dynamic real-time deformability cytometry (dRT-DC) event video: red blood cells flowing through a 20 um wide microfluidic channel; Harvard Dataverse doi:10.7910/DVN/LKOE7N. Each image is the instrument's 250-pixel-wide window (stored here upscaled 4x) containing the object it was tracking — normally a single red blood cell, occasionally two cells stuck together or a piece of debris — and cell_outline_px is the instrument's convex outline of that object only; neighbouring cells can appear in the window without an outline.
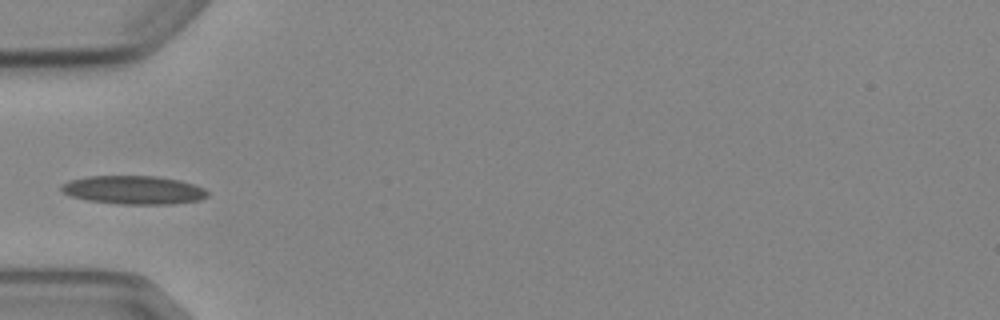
{"species": "Egyptian fruit bat (a non-hibernating species)", "species_latin": "Rousettus aegyptiacus", "temperature_condition": "cold", "stored_images_in_passage": 6, "camera_frame_rate_fps": 3000, "um_per_image_px": 0.085, "animal": {"sex": "female"}, "frame": {"image": 1, "passage_image": 6, "time_ms": 6.0, "image_size_px": [1000, 320], "cell_outline_px": [[208, 196], [200, 200], [172, 204], [120, 204], [88, 200], [72, 196], [64, 192], [60, 188], [68, 180], [88, 176], [156, 176], [180, 180], [204, 188], [208, 192]], "centroid_in_image_um": [11.39, 16.14], "position_along_channel_um": 73.6, "area_um2": 24.16}}